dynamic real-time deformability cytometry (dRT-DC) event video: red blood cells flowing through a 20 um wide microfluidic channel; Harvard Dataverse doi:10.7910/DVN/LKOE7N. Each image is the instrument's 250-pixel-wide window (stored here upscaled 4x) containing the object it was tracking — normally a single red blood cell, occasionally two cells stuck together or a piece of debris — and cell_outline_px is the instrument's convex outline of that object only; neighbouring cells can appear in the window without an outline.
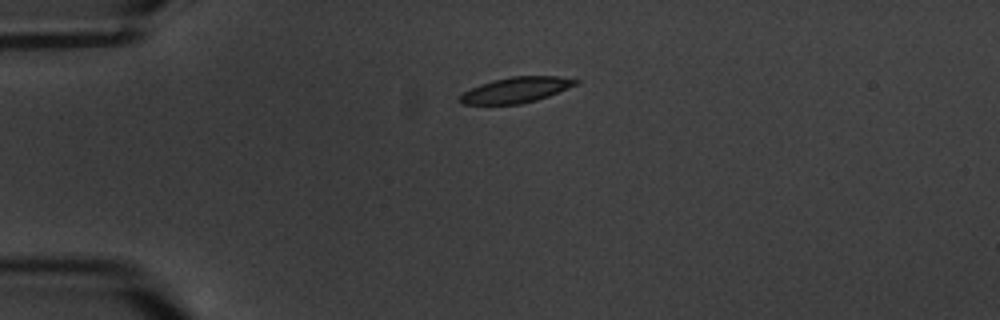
{"species": "common noctule bat (a hibernating species)", "species_latin": "Nyctalus noctula", "temperature_condition": "warm", "stored_images_in_passage": 2, "camera_frame_rate_fps": 3000, "um_per_image_px": 0.085, "animal": {"sex": "male", "body_mass_g": 20.1, "forearm_length_mm": 53.5}, "frame": {"image": 1, "passage_image": 1, "time_ms": 0.0, "image_size_px": [1000, 320], "cell_outline_px": [[580, 80], [576, 84], [568, 88], [548, 96], [536, 100], [520, 104], [460, 104], [456, 100], [464, 92], [480, 84], [492, 80], [512, 76], [556, 76]], "centroid_in_image_um": [43.82, 7.65], "position_along_channel_um": 41.2, "area_um2": 17.17}}